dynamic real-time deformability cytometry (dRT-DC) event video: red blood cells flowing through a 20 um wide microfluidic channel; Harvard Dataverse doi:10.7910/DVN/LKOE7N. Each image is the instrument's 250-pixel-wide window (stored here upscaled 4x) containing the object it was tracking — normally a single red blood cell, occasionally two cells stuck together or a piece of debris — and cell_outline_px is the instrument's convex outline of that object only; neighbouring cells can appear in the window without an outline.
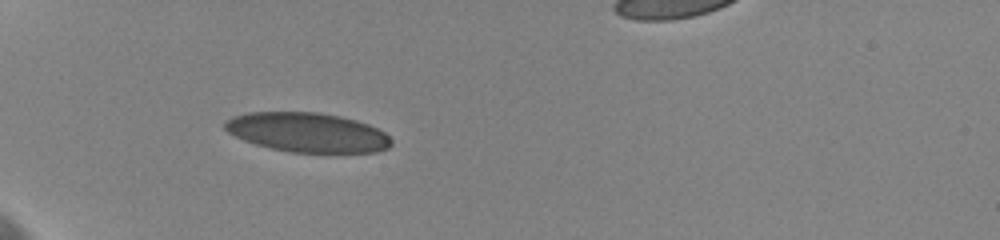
{"species": "human", "species_latin": "Homo sapiens", "temperature_condition": "cold", "stored_images_in_passage": 44, "camera_frame_rate_fps": 3000, "um_per_image_px": 0.085, "donor": {"sex": "female"}, "frame": {"image": 1, "passage_image": 7, "time_ms": 3.667, "image_size_px": [1000, 240], "cell_outline_px": [[392, 144], [388, 148], [376, 152], [292, 152], [272, 148], [256, 144], [244, 140], [228, 132], [224, 128], [224, 120], [232, 116], [248, 112], [320, 112], [340, 116], [356, 120], [368, 124], [384, 132], [392, 140]], "centroid_in_image_um": [26.12, 11.24], "position_along_channel_um": 58.9, "area_um2": 38.21}}
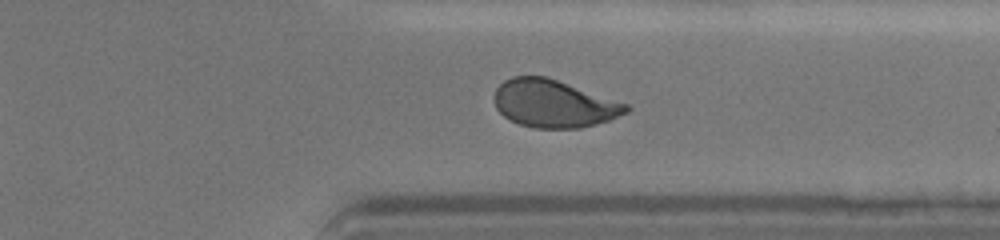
{"frame": {"image": 2, "passage_image": 32, "time_ms": 12.667, "image_size_px": [1000, 240], "cell_outline_px": [[632, 108], [628, 112], [608, 120], [596, 124], [580, 128], [536, 128], [520, 124], [504, 116], [496, 108], [492, 96], [496, 88], [504, 80], [512, 76], [548, 76], [628, 104]], "centroid_in_image_um": [47.06, 8.79], "position_along_channel_um": 364.3, "area_um2": 36.76}}